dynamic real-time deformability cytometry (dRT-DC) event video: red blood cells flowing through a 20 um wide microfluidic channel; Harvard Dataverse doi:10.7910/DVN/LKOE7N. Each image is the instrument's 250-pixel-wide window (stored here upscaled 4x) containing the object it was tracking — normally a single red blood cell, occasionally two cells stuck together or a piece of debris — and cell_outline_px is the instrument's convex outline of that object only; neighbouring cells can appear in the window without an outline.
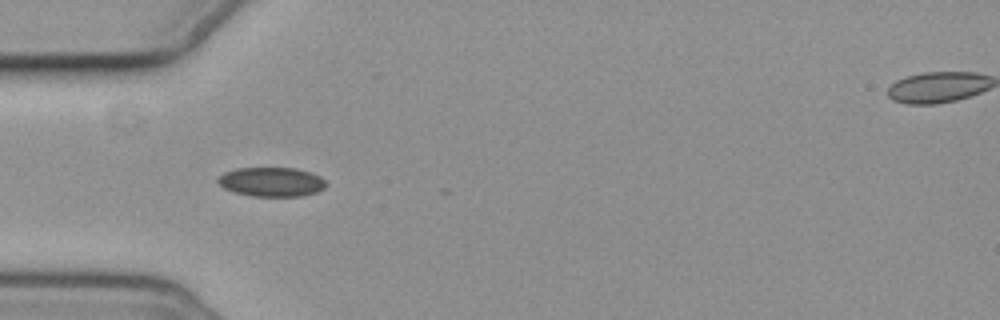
{"species": "common noctule bat (a hibernating species)", "species_latin": "Nyctalus noctula", "temperature_condition": "cold", "stored_images_in_passage": 11, "camera_frame_rate_fps": 3000, "um_per_image_px": 0.085, "animal": {"sex": "female", "body_mass_g": 19.3, "forearm_length_mm": 54.1}, "frame": {"image": 1, "passage_image": 1, "time_ms": 0.0, "image_size_px": [1000, 320], "cell_outline_px": [[328, 184], [324, 188], [316, 192], [300, 196], [252, 196], [236, 192], [224, 188], [216, 180], [224, 172], [236, 168], [296, 168], [320, 176]], "centroid_in_image_um": [23.08, 15.45], "position_along_channel_um": 61.9, "area_um2": 18.32}}
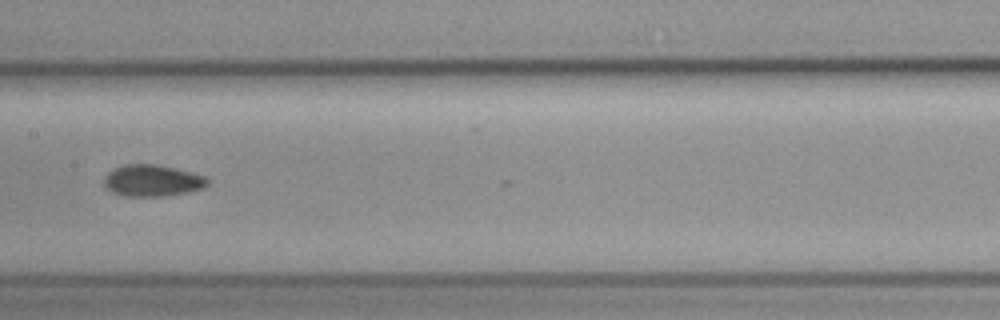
{"frame": {"image": 2, "passage_image": 4, "time_ms": 3.667, "image_size_px": [1000, 320], "cell_outline_px": [[208, 184], [204, 188], [188, 192], [164, 196], [124, 196], [112, 192], [104, 188], [104, 176], [112, 168], [124, 164], [156, 164], [192, 172], [204, 176], [208, 180]], "centroid_in_image_um": [12.91, 15.35], "position_along_channel_um": 194.5, "area_um2": 19.25}}
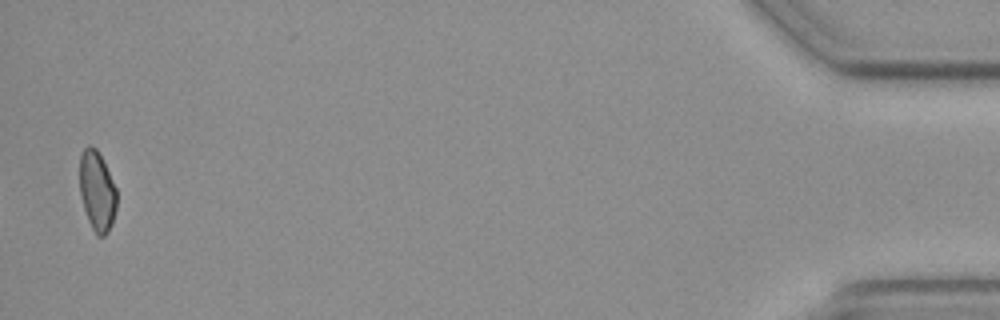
{"frame": {"image": 3, "passage_image": 11, "time_ms": 12.667, "image_size_px": [1000, 320], "cell_outline_px": [[116, 208], [112, 224], [108, 232], [104, 236], [96, 236], [88, 220], [84, 208], [80, 192], [80, 152], [88, 144], [92, 144], [96, 148], [116, 188]], "centroid_in_image_um": [8.24, 16.24], "position_along_channel_um": 427.0, "area_um2": 17.17}, "authors_computed_cell_mechanics": {"area_um2": 18.207, "velocity_mm_per_s": 3.6664, "shape_relaxation_time_tau1_ms": 7.5491, "shape_relaxation_time_tau2_ms": null, "deformation_change_tau1": 0.0951, "deformation_change_tau2": null}}